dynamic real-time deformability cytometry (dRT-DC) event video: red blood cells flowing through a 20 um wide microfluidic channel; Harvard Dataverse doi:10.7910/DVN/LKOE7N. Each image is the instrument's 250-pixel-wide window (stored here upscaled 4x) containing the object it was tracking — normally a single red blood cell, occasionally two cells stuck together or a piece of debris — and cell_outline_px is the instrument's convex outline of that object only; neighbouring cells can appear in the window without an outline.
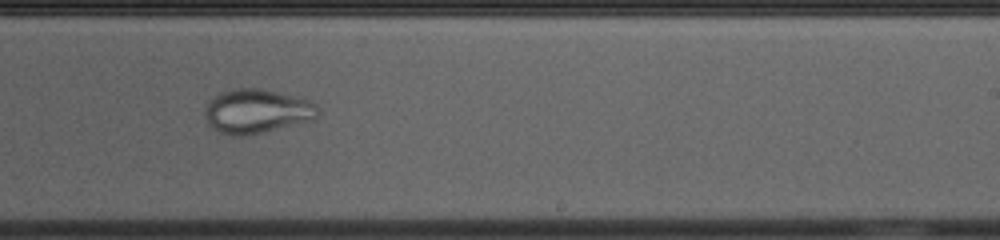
{"species": "common noctule bat (a hibernating species)", "species_latin": "Nyctalus noctula", "temperature_condition": "cold", "stored_images_in_passage": 38, "camera_frame_rate_fps": 3000, "um_per_image_px": 0.085, "animal": {"sex": "female", "body_mass_g": 23.0, "forearm_length_mm": 53.4}, "frame": {"image": 1, "passage_image": 17, "time_ms": 5.333, "image_size_px": [1000, 240], "cell_outline_px": [[320, 108], [316, 116], [312, 120], [260, 132], [240, 136], [232, 136], [220, 132], [208, 124], [204, 116], [204, 112], [208, 100], [220, 92], [236, 88], [260, 88], [308, 100], [316, 104]], "centroid_in_image_um": [21.78, 9.44], "position_along_channel_um": 267.2, "area_um2": 28.78}}